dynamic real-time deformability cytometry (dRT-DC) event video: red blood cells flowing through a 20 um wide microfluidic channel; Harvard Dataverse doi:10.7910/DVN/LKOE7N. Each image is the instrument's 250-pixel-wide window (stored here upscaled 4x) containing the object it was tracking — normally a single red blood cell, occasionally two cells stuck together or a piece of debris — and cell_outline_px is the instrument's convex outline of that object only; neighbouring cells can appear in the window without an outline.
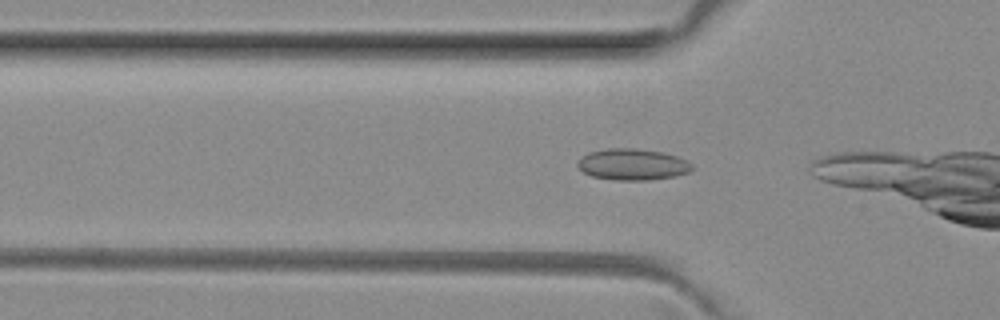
{"species": "common noctule bat (a hibernating species)", "species_latin": "Nyctalus noctula", "temperature_condition": "room temperature", "stored_images_in_passage": 5, "camera_frame_rate_fps": 3000, "um_per_image_px": 0.085, "animal": {"sex": "female", "body_mass_g": 29.2, "forearm_length_mm": 56.3}, "frame": {"image": 1, "passage_image": 2, "time_ms": 0.333, "image_size_px": [1000, 320], "cell_outline_px": [[692, 168], [688, 172], [676, 176], [648, 180], [616, 180], [592, 176], [584, 172], [576, 164], [588, 152], [608, 148], [632, 148], [660, 152], [676, 156], [692, 164]], "centroid_in_image_um": [53.75, 13.98], "position_along_channel_um": 72.0, "area_um2": 20.58}}